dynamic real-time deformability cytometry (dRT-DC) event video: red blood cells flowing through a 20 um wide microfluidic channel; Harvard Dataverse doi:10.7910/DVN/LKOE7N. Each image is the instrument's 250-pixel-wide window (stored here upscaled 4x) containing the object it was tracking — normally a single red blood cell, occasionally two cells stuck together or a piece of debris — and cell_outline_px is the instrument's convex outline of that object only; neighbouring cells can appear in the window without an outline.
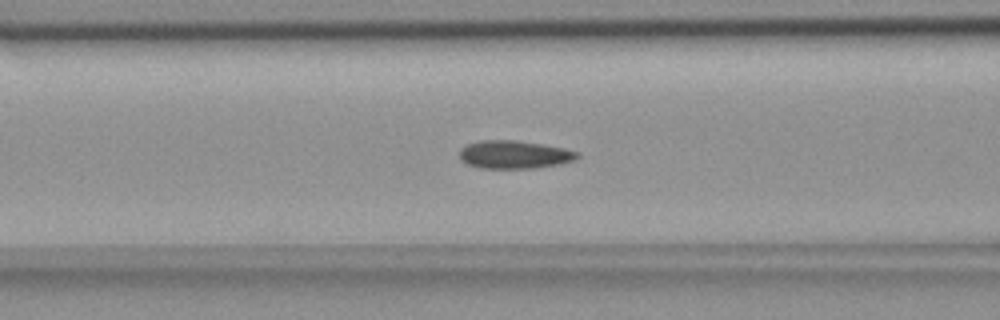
{"species": "common noctule bat (a hibernating species)", "species_latin": "Nyctalus noctula", "temperature_condition": "room temperature", "stored_images_in_passage": 54, "camera_frame_rate_fps": 3000, "um_per_image_px": 0.085, "animal": {"sex": "female", "body_mass_g": 18.4}, "frame": {"image": 1, "passage_image": 21, "time_ms": 6.667, "image_size_px": [1000, 320], "cell_outline_px": [[580, 156], [576, 160], [560, 164], [536, 168], [480, 168], [468, 164], [460, 160], [460, 148], [468, 144], [480, 140], [516, 140], [564, 148], [580, 152]], "centroid_in_image_um": [43.74, 13.14], "position_along_channel_um": 122.9, "area_um2": 19.36}}
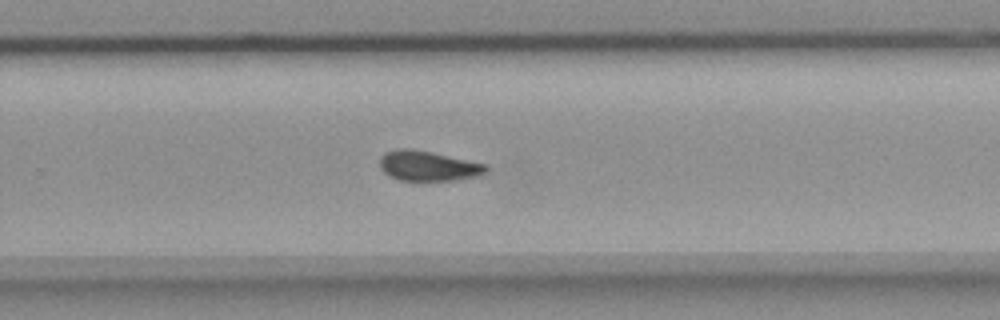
{"frame": {"image": 2, "passage_image": 35, "time_ms": 11.333, "image_size_px": [1000, 320], "cell_outline_px": [[488, 172], [480, 176], [456, 180], [400, 180], [384, 172], [380, 168], [380, 156], [384, 152], [396, 148], [412, 148], [432, 152], [488, 164]], "centroid_in_image_um": [36.42, 14.09], "position_along_channel_um": 293.4, "area_um2": 18.84}}
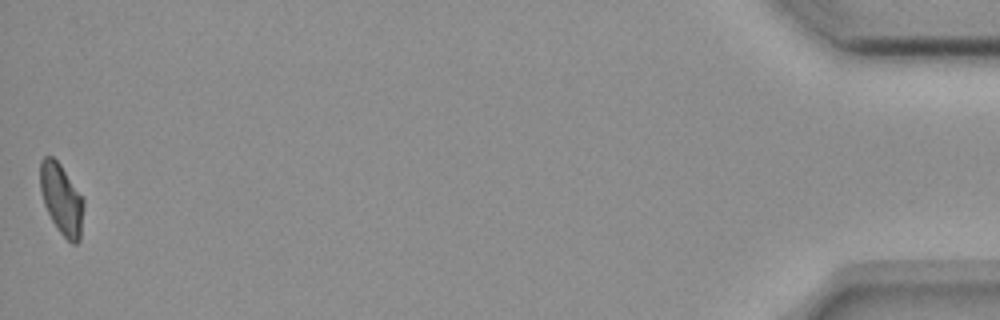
{"frame": {"image": 3, "passage_image": 54, "time_ms": 17.667, "image_size_px": [1000, 320], "cell_outline_px": [[84, 204], [80, 240], [76, 244], [72, 244], [60, 232], [52, 220], [44, 204], [40, 188], [40, 160], [44, 156], [52, 156], [60, 164], [84, 200]], "centroid_in_image_um": [5.23, 16.93], "position_along_channel_um": 430.0, "area_um2": 17.69}, "authors_computed_cell_mechanics": {"area_um2": 18.9295, "velocity_mm_per_s": 3.6718, "shape_relaxation_time_tau1_ms": null, "shape_relaxation_time_tau2_ms": 1.5212, "deformation_change_tau1": null, "deformation_change_tau2": 0.0675}}